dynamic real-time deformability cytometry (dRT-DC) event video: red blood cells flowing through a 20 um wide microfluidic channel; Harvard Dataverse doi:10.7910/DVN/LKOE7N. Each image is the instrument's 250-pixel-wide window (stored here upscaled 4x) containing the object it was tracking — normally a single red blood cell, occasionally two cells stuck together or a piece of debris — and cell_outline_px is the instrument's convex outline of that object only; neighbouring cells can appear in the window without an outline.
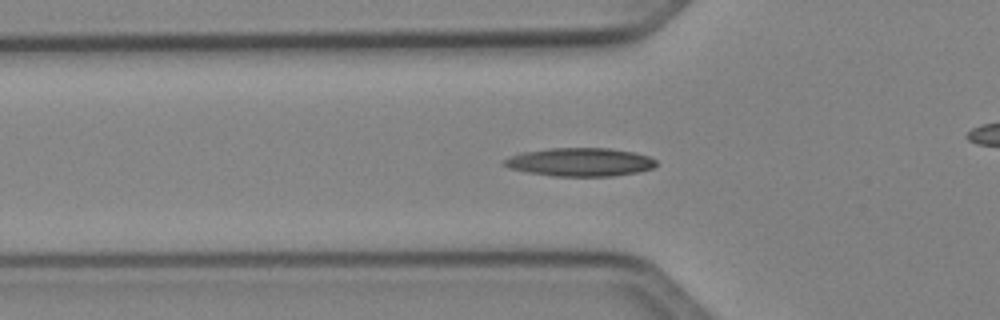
{"species": "Egyptian fruit bat (a non-hibernating species)", "species_latin": "Rousettus aegyptiacus", "temperature_condition": "cold", "stored_images_in_passage": 43, "camera_frame_rate_fps": 3000, "um_per_image_px": 0.085, "animal": {"sex": "female"}, "frame": {"image": 1, "passage_image": 9, "time_ms": 2.667, "image_size_px": [1000, 320], "cell_outline_px": [[656, 164], [652, 168], [636, 172], [612, 176], [552, 176], [524, 172], [508, 168], [500, 164], [500, 160], [520, 152], [548, 148], [608, 148], [632, 152], [648, 156], [656, 160]], "centroid_in_image_um": [49.19, 13.77], "position_along_channel_um": 76.6, "area_um2": 25.37}}
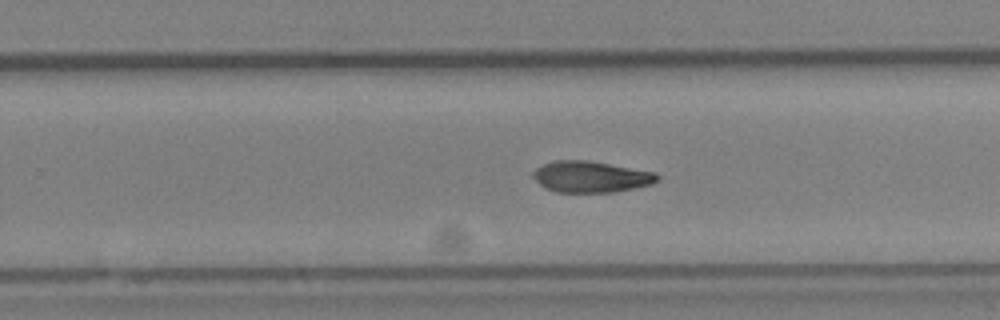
{"frame": {"image": 2, "passage_image": 24, "time_ms": 7.667, "image_size_px": [1000, 320], "cell_outline_px": [[660, 180], [652, 184], [636, 188], [612, 192], [556, 192], [544, 188], [532, 176], [532, 172], [536, 168], [552, 160], [588, 160], [656, 172], [660, 176]], "centroid_in_image_um": [50.24, 15.02], "position_along_channel_um": 279.6, "area_um2": 22.83}}
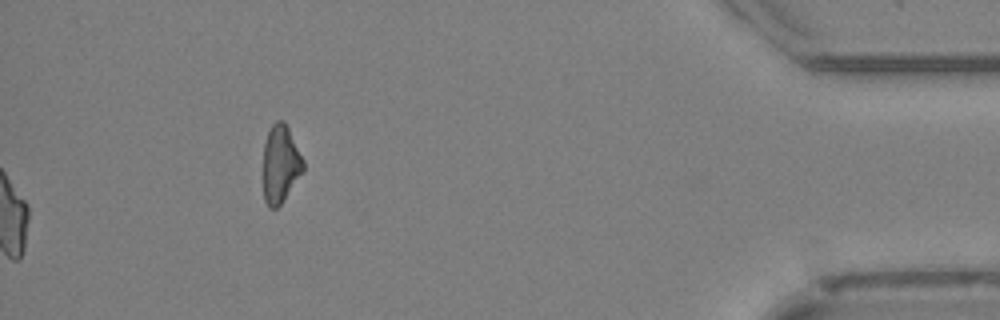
{"frame": {"image": 3, "passage_image": 43, "time_ms": 14.0, "image_size_px": [1000, 320], "cell_outline_px": [[304, 172], [280, 204], [276, 208], [268, 208], [264, 200], [264, 144], [268, 132], [272, 124], [276, 120], [284, 120], [304, 160]], "centroid_in_image_um": [23.85, 13.94], "position_along_channel_um": 411.3, "area_um2": 18.09}}